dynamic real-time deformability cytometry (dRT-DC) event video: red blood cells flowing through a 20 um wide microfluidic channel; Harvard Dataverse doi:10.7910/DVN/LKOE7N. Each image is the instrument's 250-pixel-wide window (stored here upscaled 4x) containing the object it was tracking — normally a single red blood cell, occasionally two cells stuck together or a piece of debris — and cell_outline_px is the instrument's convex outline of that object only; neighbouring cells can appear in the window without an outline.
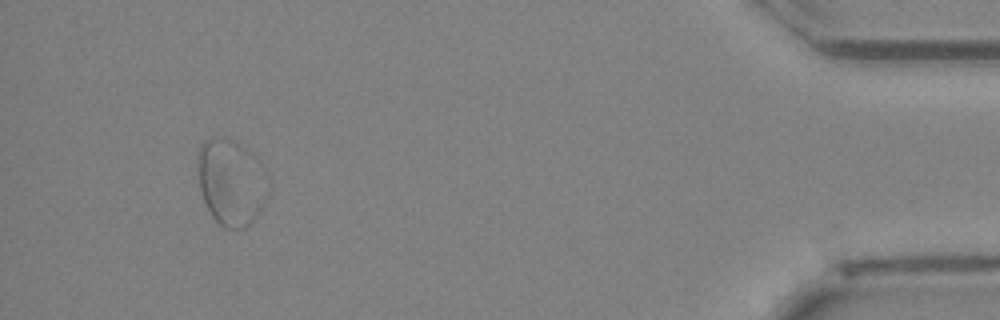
{"species": "Egyptian fruit bat (a non-hibernating species)", "species_latin": "Rousettus aegyptiacus", "temperature_condition": "cold", "stored_images_in_passage": 49, "segment_of_instrument_passage": [2, 2], "camera_frame_rate_fps": 3000, "um_per_image_px": 0.085, "animal": {"sex": "female"}, "frame": {"image": 1, "passage_image": 46, "time_ms": 15.0, "image_size_px": [1000, 320], "cell_outline_px": [[272, 188], [260, 212], [244, 228], [224, 228], [212, 216], [204, 200], [200, 188], [200, 148], [204, 140], [232, 140], [248, 148], [252, 152], [268, 172]], "centroid_in_image_um": [19.77, 15.52], "position_along_channel_um": 415.4, "area_um2": 35.2}}